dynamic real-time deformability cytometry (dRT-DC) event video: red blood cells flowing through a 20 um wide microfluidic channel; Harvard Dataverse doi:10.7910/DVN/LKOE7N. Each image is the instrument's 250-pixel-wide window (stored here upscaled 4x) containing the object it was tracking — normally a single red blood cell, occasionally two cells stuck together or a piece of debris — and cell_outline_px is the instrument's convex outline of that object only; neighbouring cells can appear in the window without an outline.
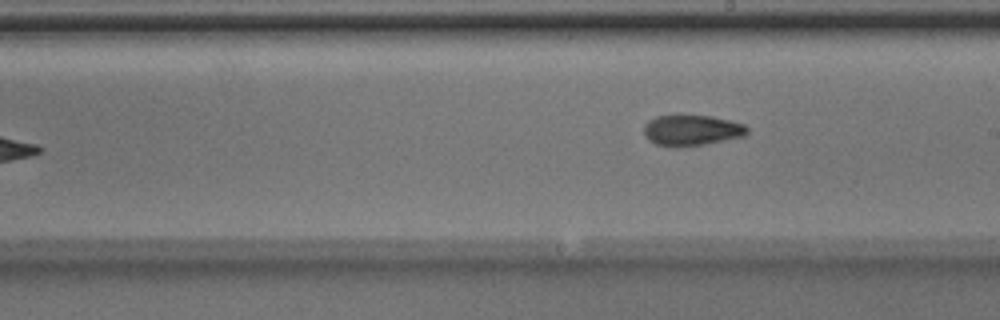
{"species": "Egyptian fruit bat (a non-hibernating species)", "species_latin": "Rousettus aegyptiacus", "temperature_condition": "room temperature", "stored_images_in_passage": 9, "camera_frame_rate_fps": 3000, "um_per_image_px": 0.085, "animal": {"sex": "male"}, "frame": {"image": 1, "passage_image": 9, "time_ms": 2.667, "image_size_px": [1000, 320], "cell_outline_px": [[748, 132], [744, 136], [704, 144], [680, 148], [668, 148], [656, 144], [648, 140], [644, 136], [644, 124], [648, 120], [656, 116], [712, 116], [744, 124], [748, 128]], "centroid_in_image_um": [58.74, 11.1], "position_along_channel_um": 230.3, "area_um2": 18.67}}